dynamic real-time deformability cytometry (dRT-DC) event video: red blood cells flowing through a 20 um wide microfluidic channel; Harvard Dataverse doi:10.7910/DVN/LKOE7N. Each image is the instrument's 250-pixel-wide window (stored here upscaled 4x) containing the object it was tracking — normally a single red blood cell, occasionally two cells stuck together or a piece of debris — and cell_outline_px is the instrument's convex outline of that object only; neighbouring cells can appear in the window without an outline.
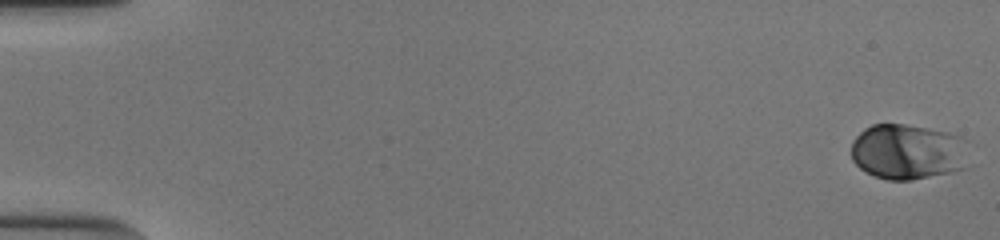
{"species": "human", "species_latin": "Homo sapiens", "temperature_condition": "cold", "stored_images_in_passage": 54, "camera_frame_rate_fps": 3000, "um_per_image_px": 0.085, "donor": {"sex": "male"}, "frame": {"image": 1, "passage_image": 1, "time_ms": 0.0, "image_size_px": [1000, 240], "cell_outline_px": [[968, 168], [912, 180], [888, 180], [876, 176], [860, 168], [852, 160], [852, 140], [864, 128], [872, 124], [904, 124], [928, 128], [948, 132], [960, 136], [968, 140]], "centroid_in_image_um": [77.22, 12.89], "position_along_channel_um": 7.8, "area_um2": 38.61}}
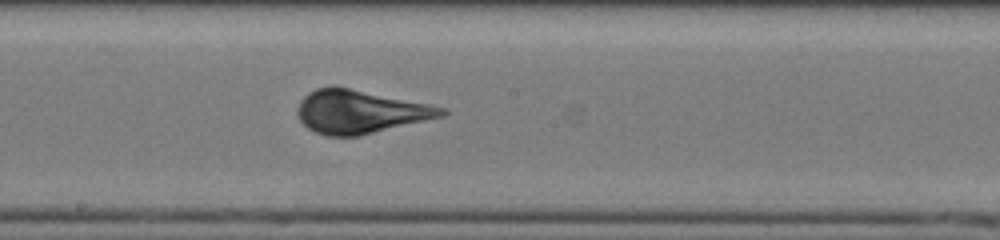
{"frame": {"image": 2, "passage_image": 31, "time_ms": 10.0, "image_size_px": [1000, 240], "cell_outline_px": [[448, 112], [444, 116], [360, 136], [328, 136], [316, 132], [308, 128], [300, 120], [296, 112], [300, 100], [308, 92], [316, 88], [348, 88], [428, 104], [444, 108]], "centroid_in_image_um": [30.59, 9.52], "position_along_channel_um": 217.6, "area_um2": 35.78}}
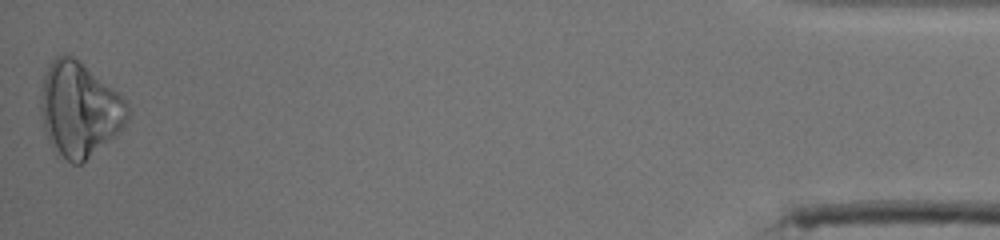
{"frame": {"image": 3, "passage_image": 54, "time_ms": 17.667, "image_size_px": [1000, 240], "cell_outline_px": [[132, 112], [128, 120], [112, 136], [80, 164], [72, 164], [56, 156], [44, 132], [40, 108], [40, 100], [44, 76], [48, 64], [56, 56], [68, 52], [80, 60], [120, 92], [128, 104]], "centroid_in_image_um": [6.73, 9.26], "position_along_channel_um": 428.5, "area_um2": 48.44}, "authors_computed_cell_mechanics": {"area_um2": 37.1076, "velocity_mm_per_s": 3.8514, "shape_relaxation_time_tau1_ms": 4.4865, "shape_relaxation_time_tau2_ms": null, "deformation_change_tau1": 0.1697, "deformation_change_tau2": null}}